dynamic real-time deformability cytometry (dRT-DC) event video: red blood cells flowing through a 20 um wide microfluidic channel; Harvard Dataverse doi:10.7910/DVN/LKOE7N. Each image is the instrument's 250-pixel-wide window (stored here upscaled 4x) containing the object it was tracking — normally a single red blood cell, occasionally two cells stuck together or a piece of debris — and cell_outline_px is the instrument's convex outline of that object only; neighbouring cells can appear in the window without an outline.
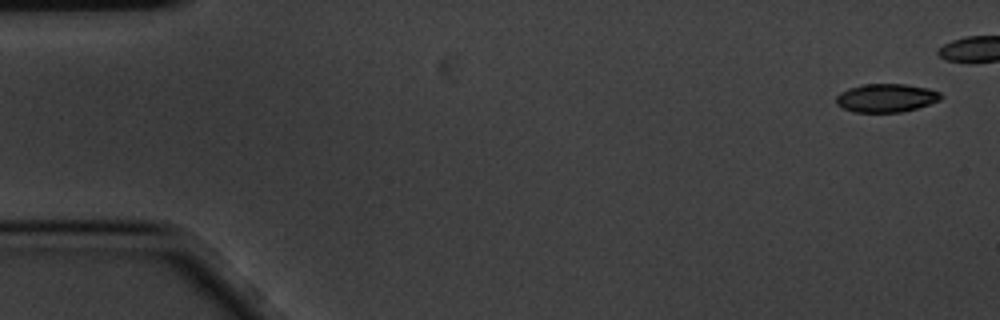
{"species": "common noctule bat (a hibernating species)", "species_latin": "Nyctalus noctula", "temperature_condition": "cold", "stored_images_in_passage": 6, "camera_frame_rate_fps": 3000, "um_per_image_px": 0.085, "animal": {"sex": "male", "body_mass_g": 20.1, "forearm_length_mm": 53.5}, "frame": {"image": 1, "passage_image": 1, "time_ms": 0.0, "image_size_px": [1000, 320], "cell_outline_px": [[944, 96], [940, 100], [916, 108], [900, 112], [852, 112], [836, 104], [836, 96], [840, 92], [848, 88], [864, 84], [904, 84], [928, 88], [940, 92]], "centroid_in_image_um": [75.32, 8.32], "position_along_channel_um": 9.7, "area_um2": 17.34}}
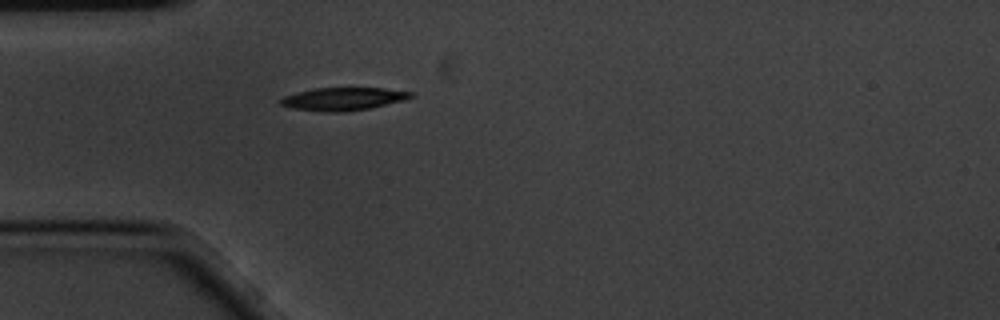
{"frame": {"image": 2, "passage_image": 6, "time_ms": 1.667, "image_size_px": [1000, 320], "cell_outline_px": [[412, 96], [404, 100], [368, 108], [344, 112], [324, 112], [292, 108], [280, 104], [276, 100], [284, 96], [296, 92], [316, 88], [384, 88], [412, 92]], "centroid_in_image_um": [29.1, 8.41], "position_along_channel_um": 55.9, "area_um2": 17.28}}